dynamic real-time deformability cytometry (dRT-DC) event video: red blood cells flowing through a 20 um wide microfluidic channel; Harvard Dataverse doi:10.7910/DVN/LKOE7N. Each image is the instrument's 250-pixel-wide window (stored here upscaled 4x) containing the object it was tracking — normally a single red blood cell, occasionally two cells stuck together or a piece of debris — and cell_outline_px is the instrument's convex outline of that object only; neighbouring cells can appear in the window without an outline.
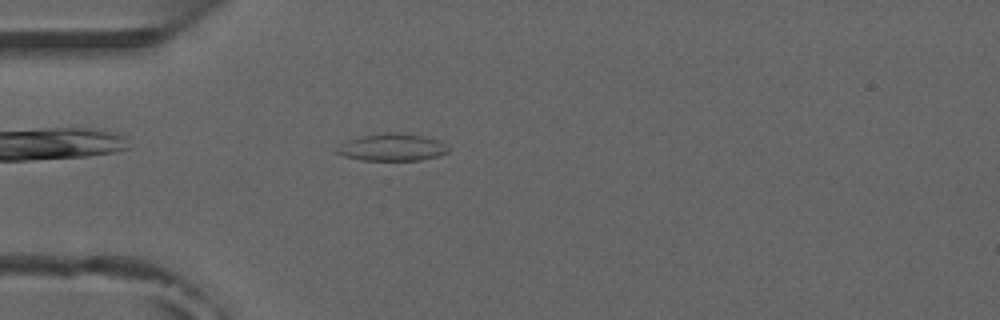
{"species": "common noctule bat (a hibernating species)", "species_latin": "Nyctalus noctula", "temperature_condition": "room temperature", "stored_images_in_passage": 43, "camera_frame_rate_fps": 3000, "um_per_image_px": 0.085, "animal": {"sex": "male", "forearm_length_mm": 52.5}, "frame": {"image": 1, "passage_image": 6, "time_ms": 1.667, "image_size_px": [1000, 320], "cell_outline_px": [[448, 152], [440, 156], [420, 160], [364, 160], [344, 156], [336, 152], [348, 140], [360, 136], [384, 132], [396, 132], [420, 136], [436, 140], [448, 148]], "centroid_in_image_um": [33.34, 12.52], "position_along_channel_um": 51.7, "area_um2": 17.22}}
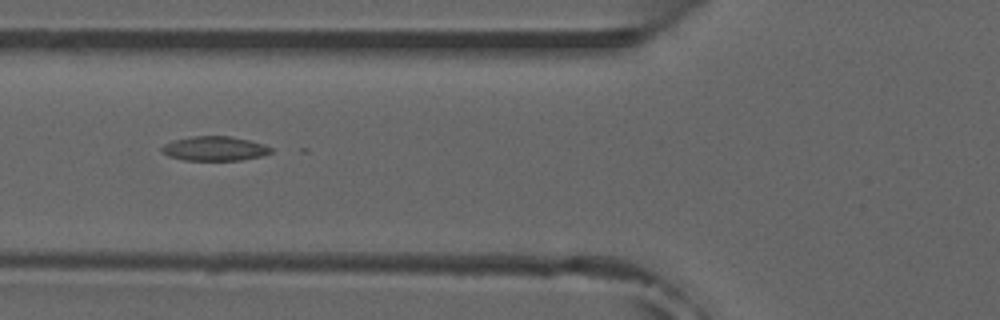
{"frame": {"image": 2, "passage_image": 11, "time_ms": 3.333, "image_size_px": [1000, 320], "cell_outline_px": [[272, 152], [260, 156], [240, 160], [184, 160], [168, 156], [160, 152], [160, 148], [164, 144], [172, 140], [192, 136], [232, 136], [264, 144], [272, 148]], "centroid_in_image_um": [18.19, 12.62], "position_along_channel_um": 107.6, "area_um2": 15.61}}
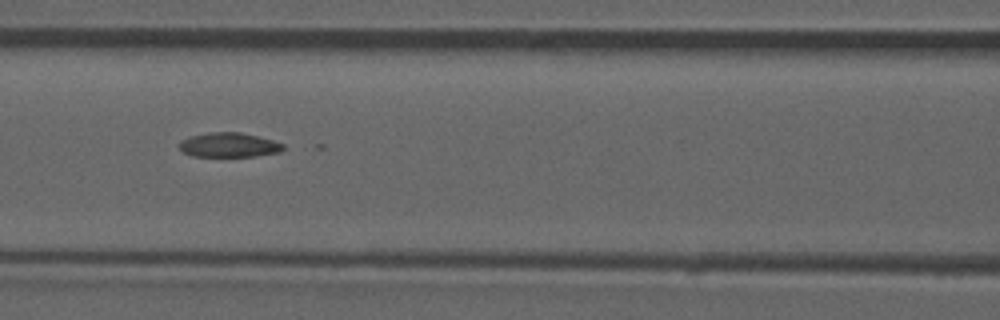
{"frame": {"image": 3, "passage_image": 14, "time_ms": 4.333, "image_size_px": [1000, 320], "cell_outline_px": [[284, 148], [280, 152], [256, 156], [192, 156], [184, 152], [180, 148], [180, 140], [192, 136], [208, 132], [240, 132], [272, 140], [284, 144]], "centroid_in_image_um": [19.47, 12.32], "position_along_channel_um": 147.1, "area_um2": 14.68}}